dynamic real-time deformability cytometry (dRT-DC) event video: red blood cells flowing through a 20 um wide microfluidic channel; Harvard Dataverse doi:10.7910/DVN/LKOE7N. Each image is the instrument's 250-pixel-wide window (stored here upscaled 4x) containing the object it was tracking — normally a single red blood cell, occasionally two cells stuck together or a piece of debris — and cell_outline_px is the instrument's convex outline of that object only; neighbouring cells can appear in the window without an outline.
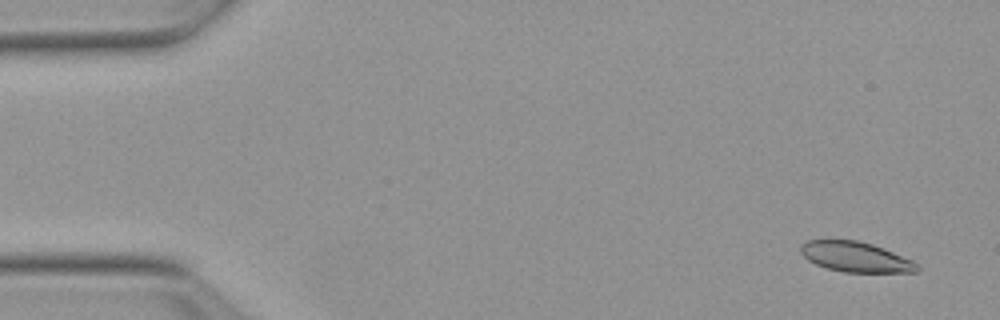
{"species": "Egyptian fruit bat (a non-hibernating species)", "species_latin": "Rousettus aegyptiacus", "temperature_condition": "warm", "stored_images_in_passage": 53, "camera_frame_rate_fps": 3000, "um_per_image_px": 0.085, "animal": {"sex": "female"}, "frame": {"image": 1, "passage_image": 3, "time_ms": 0.667, "image_size_px": [1000, 320], "cell_outline_px": [[920, 268], [916, 272], [844, 272], [828, 268], [816, 264], [808, 260], [800, 252], [800, 244], [804, 240], [860, 240], [884, 248], [912, 260], [920, 264]], "centroid_in_image_um": [72.73, 21.83], "position_along_channel_um": 12.3, "area_um2": 20.58}}
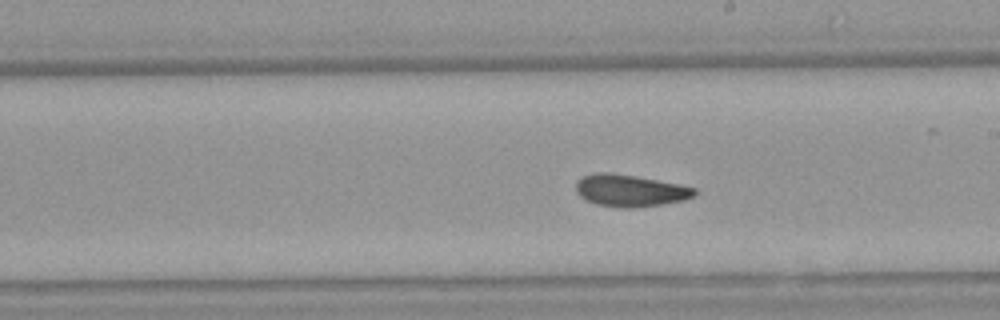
{"frame": {"image": 2, "passage_image": 30, "time_ms": 9.667, "image_size_px": [1000, 320], "cell_outline_px": [[696, 196], [684, 200], [660, 204], [632, 208], [620, 208], [596, 204], [580, 196], [576, 192], [576, 180], [580, 176], [596, 172], [608, 172], [636, 176], [680, 184], [696, 188]], "centroid_in_image_um": [53.54, 16.19], "position_along_channel_um": 235.5, "area_um2": 22.25}}
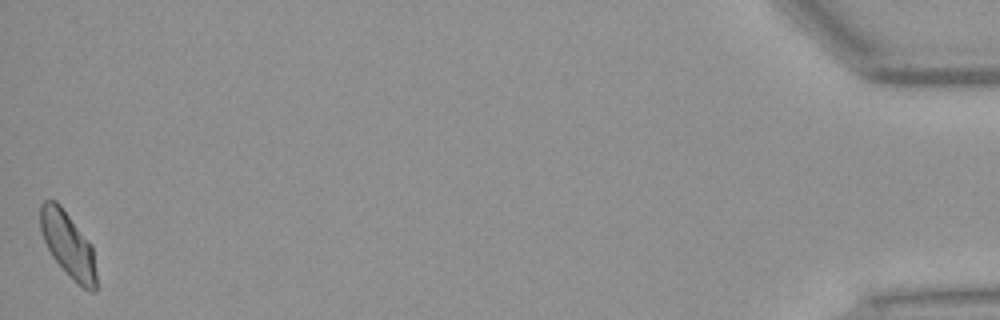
{"frame": {"image": 3, "passage_image": 53, "time_ms": 17.333, "image_size_px": [1000, 320], "cell_outline_px": [[96, 292], [88, 292], [52, 256], [44, 240], [40, 228], [40, 204], [44, 200], [56, 200], [60, 204], [92, 244], [96, 272]], "centroid_in_image_um": [5.79, 20.74], "position_along_channel_um": 429.4, "area_um2": 20.98}, "authors_computed_cell_mechanics": {"area_um2": 21.7906, "velocity_mm_per_s": 3.8278, "shape_relaxation_time_tau1_ms": 5.3559, "shape_relaxation_time_tau2_ms": 2.586, "deformation_change_tau1": 0.1207, "deformation_change_tau2": 0.0697}}